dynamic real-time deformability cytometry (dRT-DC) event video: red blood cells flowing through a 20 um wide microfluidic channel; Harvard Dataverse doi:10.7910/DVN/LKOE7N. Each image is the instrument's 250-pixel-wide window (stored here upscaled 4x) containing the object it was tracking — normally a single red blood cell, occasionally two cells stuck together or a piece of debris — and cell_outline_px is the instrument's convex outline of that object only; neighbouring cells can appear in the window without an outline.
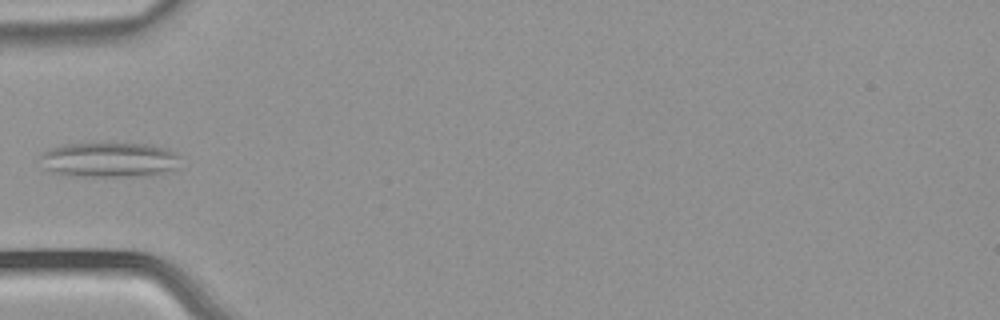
{"species": "common noctule bat (a hibernating species)", "species_latin": "Nyctalus noctula", "temperature_condition": "warm", "stored_images_in_passage": 6, "camera_frame_rate_fps": 3000, "um_per_image_px": 0.085, "animal": {"sex": "male", "body_mass_g": 21.5, "forearm_length_mm": 52.0}, "frame": {"image": 1, "passage_image": 5, "time_ms": 1.333, "image_size_px": [1000, 320], "cell_outline_px": [[180, 168], [152, 176], [76, 176], [52, 172], [44, 168], [40, 156], [44, 152], [52, 148], [64, 144], [112, 140], [144, 144], [168, 148], [176, 152], [180, 156]], "centroid_in_image_um": [9.37, 13.54], "position_along_channel_um": 75.6, "area_um2": 29.82}}